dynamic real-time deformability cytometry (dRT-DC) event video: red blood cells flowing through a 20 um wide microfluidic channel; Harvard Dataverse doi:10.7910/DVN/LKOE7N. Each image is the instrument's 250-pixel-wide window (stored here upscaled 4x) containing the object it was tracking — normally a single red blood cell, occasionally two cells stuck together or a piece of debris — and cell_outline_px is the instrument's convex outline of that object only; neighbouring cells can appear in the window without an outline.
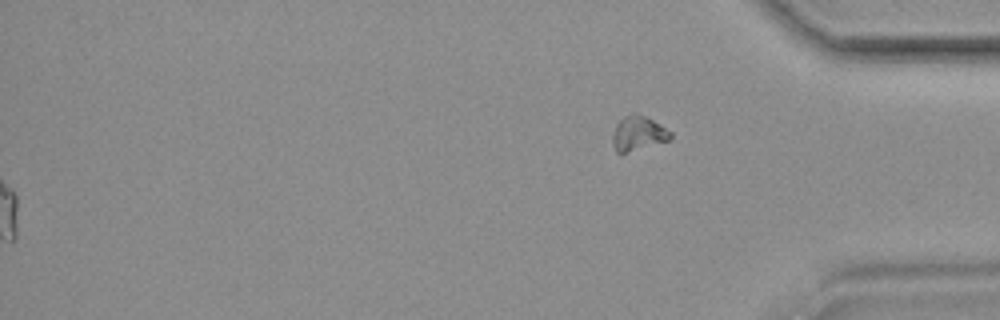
{"species": "common noctule bat (a hibernating species)", "species_latin": "Nyctalus noctula", "temperature_condition": "room temperature", "stored_images_in_passage": 56, "segment_of_instrument_passage": [2, 2], "camera_frame_rate_fps": 3000, "um_per_image_px": 0.085, "animal": {"sex": "female", "body_mass_g": 19.9}, "frame": {"image": 1, "passage_image": 56, "time_ms": 18.333, "image_size_px": [1000, 320], "cell_outline_px": [[672, 136], [668, 140], [624, 152], [616, 152], [612, 144], [612, 136], [616, 124], [624, 116], [636, 112], [648, 116], [672, 132]], "centroid_in_image_um": [54.23, 11.28], "position_along_channel_um": 381.0, "area_um2": 11.5}}